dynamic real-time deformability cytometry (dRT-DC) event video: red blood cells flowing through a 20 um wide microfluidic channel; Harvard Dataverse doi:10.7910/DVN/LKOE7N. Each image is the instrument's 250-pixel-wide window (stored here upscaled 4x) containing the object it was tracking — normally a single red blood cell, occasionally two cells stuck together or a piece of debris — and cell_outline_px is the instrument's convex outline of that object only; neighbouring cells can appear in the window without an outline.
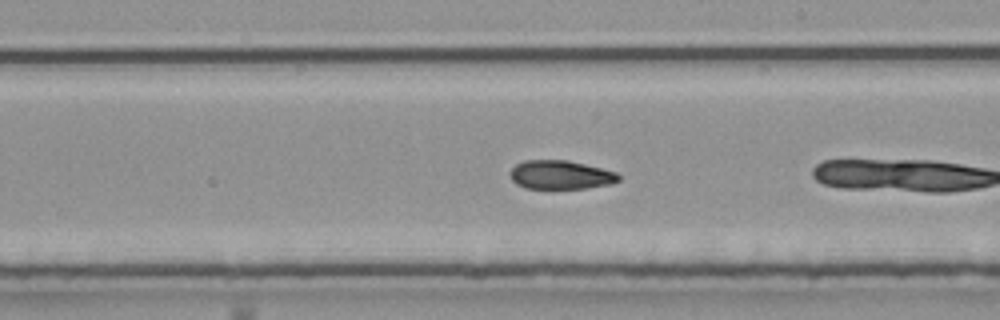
{"species": "common noctule bat (a hibernating species)", "species_latin": "Nyctalus noctula", "temperature_condition": "room temperature", "stored_images_in_passage": 24, "segment_of_instrument_passage": [2, 2], "camera_frame_rate_fps": 3000, "um_per_image_px": 0.085, "animal": {"sex": "male", "body_mass_g": 20.4}, "frame": {"image": 1, "passage_image": 23, "time_ms": 7.333, "image_size_px": [1000, 320], "cell_outline_px": [[620, 180], [612, 184], [588, 188], [524, 188], [516, 184], [512, 180], [512, 168], [516, 164], [524, 160], [568, 160], [616, 172], [620, 176]], "centroid_in_image_um": [47.67, 14.86], "position_along_channel_um": 241.3, "area_um2": 18.09}}